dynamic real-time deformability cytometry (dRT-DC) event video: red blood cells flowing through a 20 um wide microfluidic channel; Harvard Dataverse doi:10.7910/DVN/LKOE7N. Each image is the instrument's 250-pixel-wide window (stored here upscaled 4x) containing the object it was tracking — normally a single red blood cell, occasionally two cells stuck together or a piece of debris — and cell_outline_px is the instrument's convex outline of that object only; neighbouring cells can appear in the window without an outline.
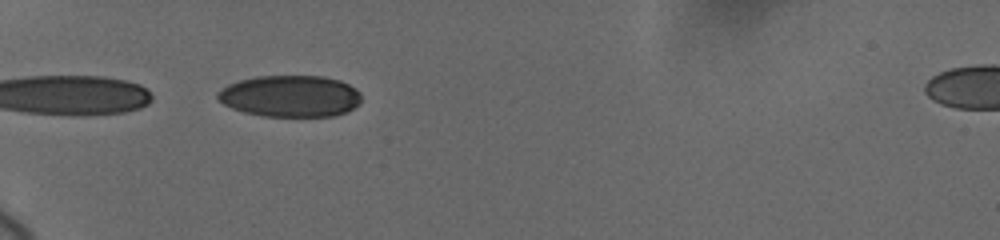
{"species": "human", "species_latin": "Homo sapiens", "temperature_condition": "cold", "stored_images_in_passage": 29, "camera_frame_rate_fps": 3000, "um_per_image_px": 0.085, "donor": {"sex": "female"}, "frame": {"image": 1, "passage_image": 2, "time_ms": 0.333, "image_size_px": [1000, 240], "cell_outline_px": [[360, 104], [348, 112], [336, 116], [264, 116], [244, 112], [232, 108], [224, 104], [216, 96], [216, 92], [228, 84], [240, 80], [256, 76], [324, 76], [340, 80], [356, 88], [360, 92]], "centroid_in_image_um": [24.7, 8.17], "position_along_channel_um": 60.3, "area_um2": 35.08}}
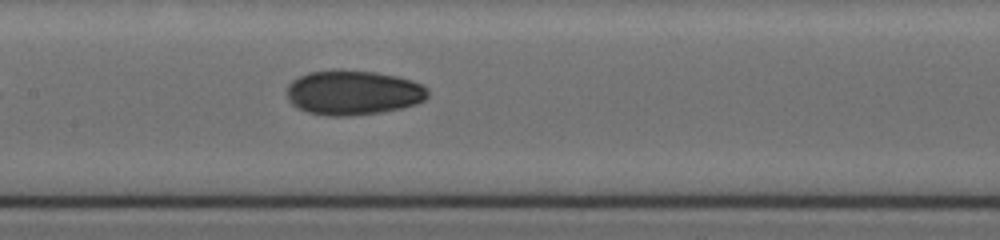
{"frame": {"image": 2, "passage_image": 19, "time_ms": 4.0, "image_size_px": [1000, 240], "cell_outline_px": [[428, 96], [424, 100], [416, 104], [400, 108], [380, 112], [348, 116], [328, 116], [308, 112], [292, 104], [288, 100], [288, 84], [292, 80], [308, 72], [376, 72], [396, 76], [412, 80], [428, 88]], "centroid_in_image_um": [30.04, 7.9], "position_along_channel_um": 177.4, "area_um2": 35.95}}
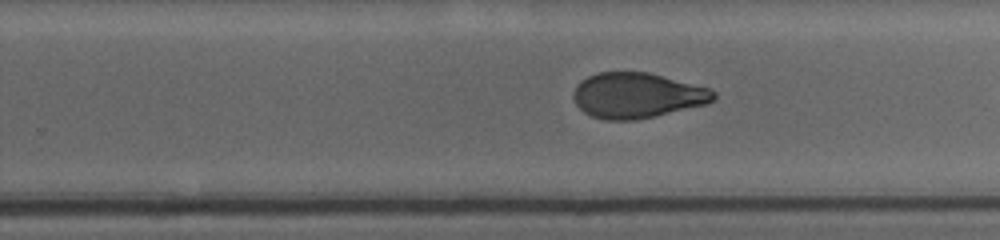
{"frame": {"image": 3, "passage_image": 26, "time_ms": 5.667, "image_size_px": [1000, 240], "cell_outline_px": [[716, 100], [708, 104], [656, 116], [636, 120], [604, 120], [592, 116], [584, 112], [576, 104], [572, 96], [572, 92], [576, 84], [580, 80], [588, 76], [600, 72], [648, 72], [708, 88], [716, 92]], "centroid_in_image_um": [54.14, 8.12], "position_along_channel_um": 275.7, "area_um2": 37.28}}